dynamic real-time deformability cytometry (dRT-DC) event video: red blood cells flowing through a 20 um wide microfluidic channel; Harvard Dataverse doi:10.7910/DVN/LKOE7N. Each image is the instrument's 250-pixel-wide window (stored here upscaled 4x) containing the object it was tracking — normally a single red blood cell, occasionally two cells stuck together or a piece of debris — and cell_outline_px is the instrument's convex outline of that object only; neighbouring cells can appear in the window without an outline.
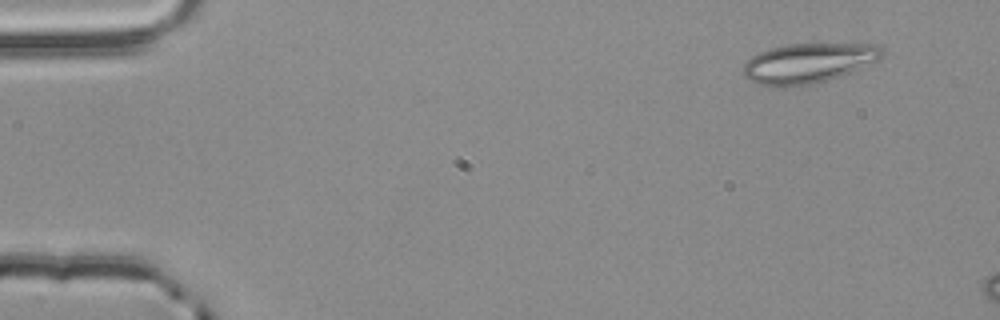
{"species": "common noctule bat (a hibernating species)", "species_latin": "Nyctalus noctula", "temperature_condition": "room temperature", "stored_images_in_passage": 4, "camera_frame_rate_fps": 3000, "um_per_image_px": 0.085, "animal": {"sex": "male", "body_mass_g": 20.4}, "frame": {"image": 1, "passage_image": 1, "time_ms": 0.0, "image_size_px": [1000, 320], "cell_outline_px": [[884, 56], [880, 60], [840, 76], [812, 84], [780, 88], [760, 84], [748, 80], [744, 76], [744, 64], [752, 56], [768, 48], [788, 44], [880, 44], [884, 52]], "centroid_in_image_um": [68.73, 5.36], "position_along_channel_um": 16.3, "area_um2": 32.43}}